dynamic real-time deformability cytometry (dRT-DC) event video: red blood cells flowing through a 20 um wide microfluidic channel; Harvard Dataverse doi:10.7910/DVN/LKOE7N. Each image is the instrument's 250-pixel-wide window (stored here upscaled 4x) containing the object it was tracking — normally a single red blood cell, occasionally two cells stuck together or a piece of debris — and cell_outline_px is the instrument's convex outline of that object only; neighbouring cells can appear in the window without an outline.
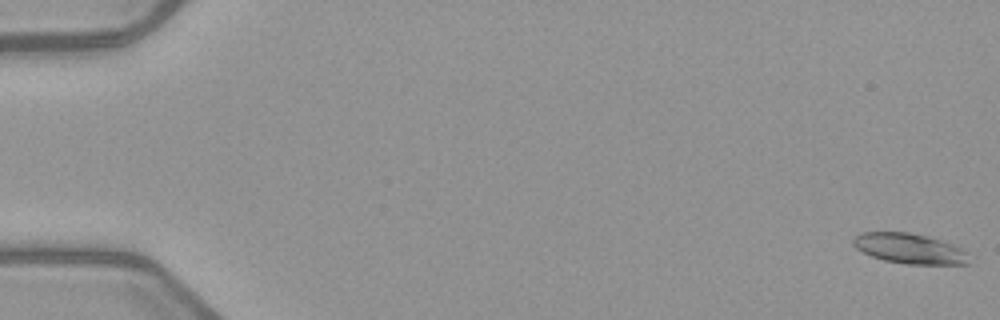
{"species": "common noctule bat (a hibernating species)", "species_latin": "Nyctalus noctula", "temperature_condition": "warm", "stored_images_in_passage": 7, "camera_frame_rate_fps": 3000, "um_per_image_px": 0.085, "animal": {"sex": "female", "body_mass_g": 21.9}, "frame": {"image": 1, "passage_image": 1, "time_ms": 0.0, "image_size_px": [1000, 320], "cell_outline_px": [[968, 264], [904, 264], [884, 260], [872, 256], [856, 248], [852, 244], [852, 240], [860, 232], [908, 232], [928, 236], [944, 240], [960, 248], [964, 252]], "centroid_in_image_um": [77.26, 21.11], "position_along_channel_um": 7.7, "area_um2": 20.23}}
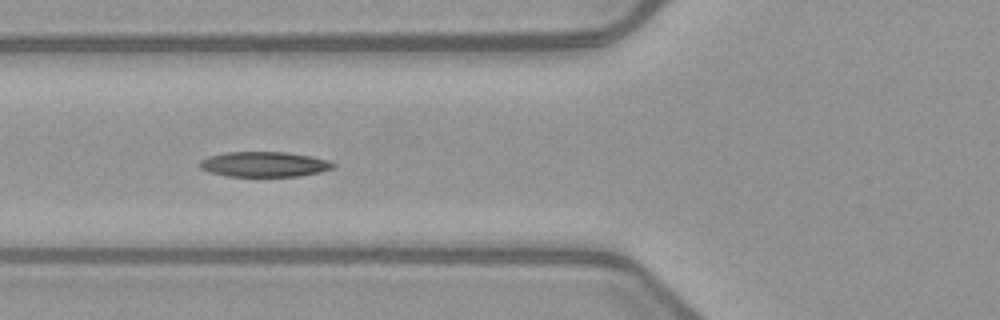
{"frame": {"image": 2, "passage_image": 6, "time_ms": 6.667, "image_size_px": [1000, 320], "cell_outline_px": [[336, 164], [332, 168], [320, 172], [300, 176], [228, 176], [208, 172], [200, 168], [196, 164], [200, 160], [208, 156], [224, 152], [284, 152], [312, 156], [328, 160]], "centroid_in_image_um": [22.41, 13.96], "position_along_channel_um": 103.4, "area_um2": 19.71}}
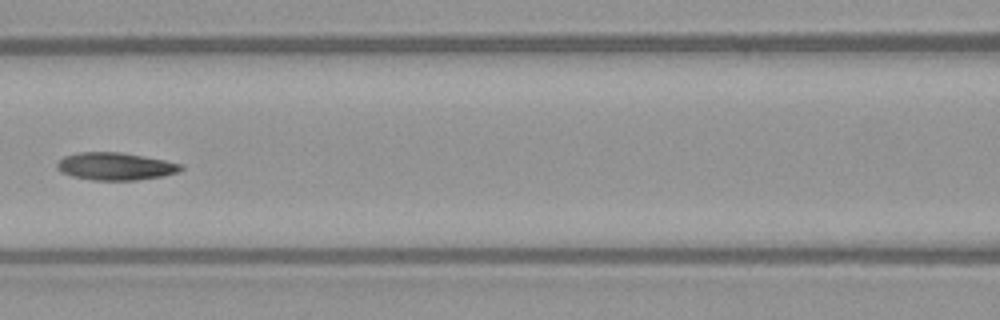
{"frame": {"image": 3, "passage_image": 7, "time_ms": 8.0, "image_size_px": [1000, 320], "cell_outline_px": [[184, 168], [180, 172], [164, 176], [136, 180], [92, 180], [72, 176], [60, 172], [56, 168], [56, 164], [64, 156], [80, 152], [120, 152], [144, 156], [184, 164]], "centroid_in_image_um": [9.84, 14.14], "position_along_channel_um": 156.8, "area_um2": 20.06}}